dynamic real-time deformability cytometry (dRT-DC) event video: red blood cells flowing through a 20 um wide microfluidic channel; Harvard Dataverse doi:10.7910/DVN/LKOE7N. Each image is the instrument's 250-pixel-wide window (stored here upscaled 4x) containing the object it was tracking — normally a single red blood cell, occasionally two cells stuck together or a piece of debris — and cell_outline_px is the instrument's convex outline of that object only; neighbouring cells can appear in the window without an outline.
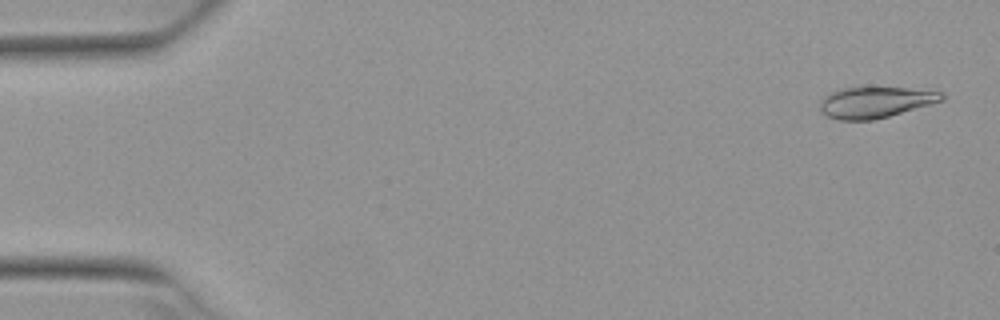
{"species": "Egyptian fruit bat (a non-hibernating species)", "species_latin": "Rousettus aegyptiacus", "temperature_condition": "warm", "stored_images_in_passage": 4, "camera_frame_rate_fps": 3000, "um_per_image_px": 0.085, "animal": {"sex": "female"}, "frame": {"image": 1, "passage_image": 1, "time_ms": 0.0, "image_size_px": [1000, 320], "cell_outline_px": [[944, 100], [888, 116], [872, 120], [840, 120], [828, 116], [820, 112], [820, 100], [828, 92], [840, 88], [904, 88], [944, 92]], "centroid_in_image_um": [74.35, 8.69], "position_along_channel_um": 10.6, "area_um2": 21.85}}